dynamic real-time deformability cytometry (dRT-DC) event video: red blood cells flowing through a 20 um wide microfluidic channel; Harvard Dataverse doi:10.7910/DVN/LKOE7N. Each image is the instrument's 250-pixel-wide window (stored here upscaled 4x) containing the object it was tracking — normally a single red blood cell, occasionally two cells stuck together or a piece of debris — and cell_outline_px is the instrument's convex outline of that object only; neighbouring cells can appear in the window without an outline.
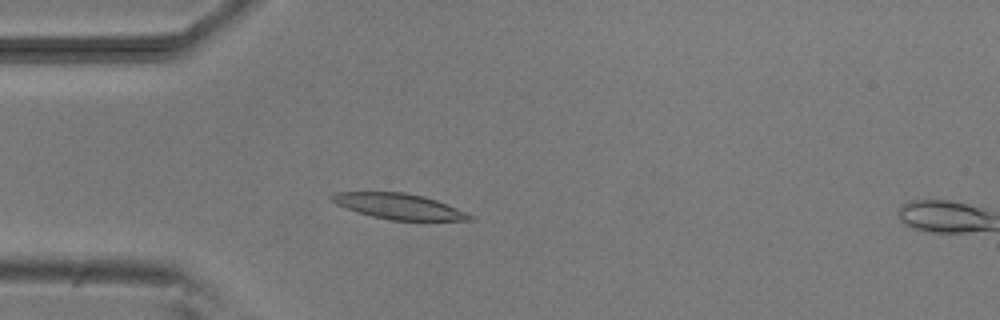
{"species": "common noctule bat (a hibernating species)", "species_latin": "Nyctalus noctula", "temperature_condition": "room temperature", "stored_images_in_passage": 4, "camera_frame_rate_fps": 3000, "um_per_image_px": 0.085, "animal": {"sex": "male", "body_mass_g": 20.5, "forearm_length_mm": 52.5}, "frame": {"image": 1, "passage_image": 3, "time_ms": 3.0, "image_size_px": [1000, 320], "cell_outline_px": [[476, 220], [392, 220], [372, 216], [356, 212], [336, 204], [328, 196], [336, 192], [404, 192], [424, 196], [436, 200], [456, 208], [472, 216]], "centroid_in_image_um": [33.86, 17.53], "position_along_channel_um": 51.1, "area_um2": 20.35}}